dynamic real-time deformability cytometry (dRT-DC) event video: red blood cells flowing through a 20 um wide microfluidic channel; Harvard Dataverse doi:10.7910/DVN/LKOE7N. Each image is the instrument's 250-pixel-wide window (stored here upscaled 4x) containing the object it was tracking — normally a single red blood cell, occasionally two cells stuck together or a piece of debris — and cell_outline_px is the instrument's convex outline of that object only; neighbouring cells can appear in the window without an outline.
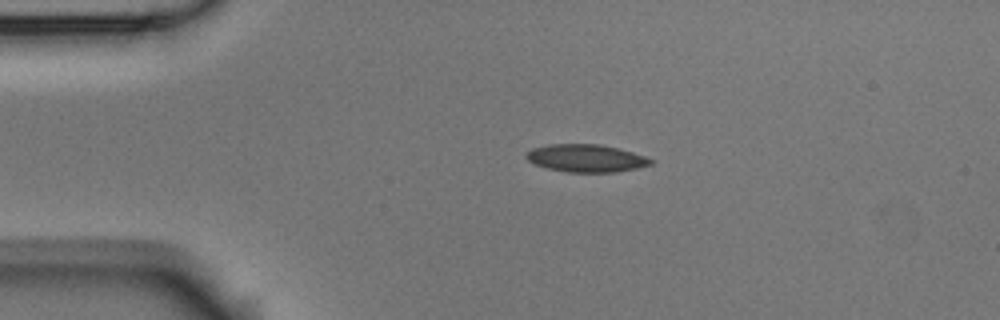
{"species": "Egyptian fruit bat (a non-hibernating species)", "species_latin": "Rousettus aegyptiacus", "temperature_condition": "room temperature", "stored_images_in_passage": 2, "camera_frame_rate_fps": 3000, "um_per_image_px": 0.085, "animal": {"sex": "male"}, "frame": {"image": 1, "passage_image": 1, "time_ms": 0.0, "image_size_px": [1000, 320], "cell_outline_px": [[656, 160], [652, 164], [636, 168], [616, 172], [568, 172], [548, 168], [536, 164], [528, 160], [524, 156], [532, 148], [548, 144], [600, 144], [632, 152]], "centroid_in_image_um": [49.83, 13.44], "position_along_channel_um": 35.2, "area_um2": 19.94}}